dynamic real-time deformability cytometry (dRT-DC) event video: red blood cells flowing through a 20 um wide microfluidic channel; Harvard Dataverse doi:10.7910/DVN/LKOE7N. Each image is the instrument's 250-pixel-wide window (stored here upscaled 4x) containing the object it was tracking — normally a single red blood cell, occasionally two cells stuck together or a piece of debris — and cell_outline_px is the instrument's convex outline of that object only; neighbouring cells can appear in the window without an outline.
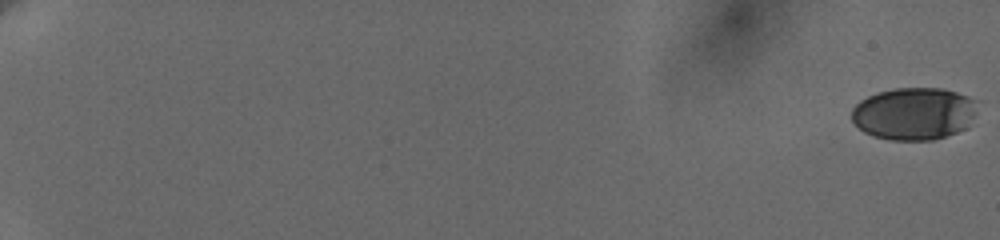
{"species": "human", "species_latin": "Homo sapiens", "temperature_condition": "cold", "stored_images_in_passage": 33, "camera_frame_rate_fps": 3000, "um_per_image_px": 0.085, "donor": {"sex": "female"}, "frame": {"image": 1, "passage_image": 1, "time_ms": 0.0, "image_size_px": [1000, 240], "cell_outline_px": [[980, 100], [976, 112], [964, 128], [956, 132], [932, 140], [892, 140], [872, 136], [864, 132], [852, 120], [852, 108], [860, 100], [868, 96], [880, 92], [896, 88], [940, 88], [956, 92]], "centroid_in_image_um": [77.7, 9.65], "position_along_channel_um": 7.3, "area_um2": 38.38}}
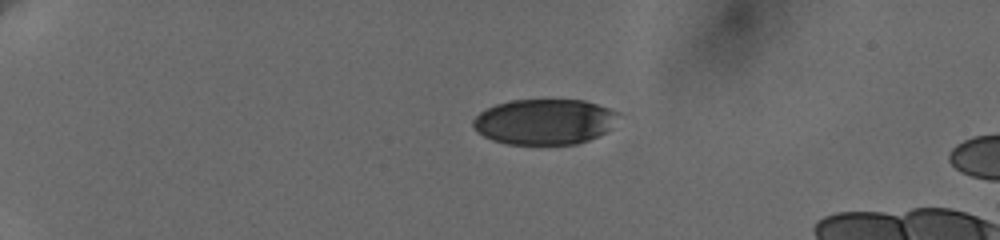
{"frame": {"image": 2, "passage_image": 24, "time_ms": 5.333, "image_size_px": [1000, 240], "cell_outline_px": [[620, 112], [608, 128], [604, 132], [588, 140], [576, 144], [508, 144], [492, 140], [484, 136], [472, 124], [472, 120], [480, 112], [496, 104], [512, 100], [584, 100]], "centroid_in_image_um": [46.25, 10.34], "position_along_channel_um": 38.8, "area_um2": 38.03}}